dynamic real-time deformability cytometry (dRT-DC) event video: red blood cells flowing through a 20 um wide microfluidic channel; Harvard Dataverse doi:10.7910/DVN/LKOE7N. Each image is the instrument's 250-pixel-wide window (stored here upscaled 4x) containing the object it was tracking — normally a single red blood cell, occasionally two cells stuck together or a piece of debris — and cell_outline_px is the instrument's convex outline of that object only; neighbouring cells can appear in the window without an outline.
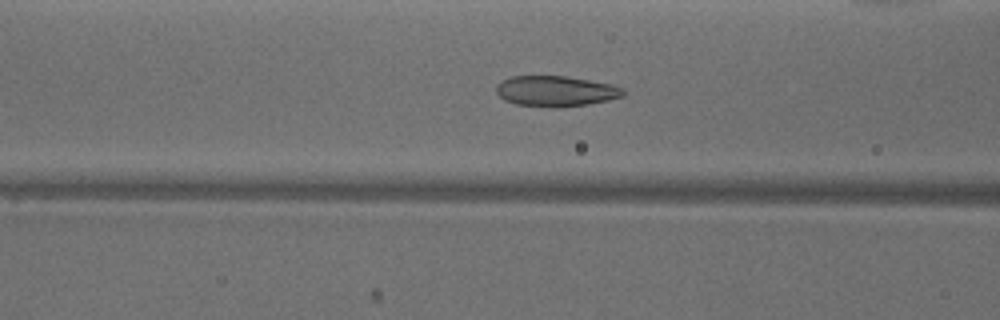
{"species": "common noctule bat (a hibernating species)", "species_latin": "Nyctalus noctula", "temperature_condition": "warm", "stored_images_in_passage": 50, "camera_frame_rate_fps": 3000, "um_per_image_px": 0.085, "animal": {"sex": "male", "body_mass_g": 18.8}, "frame": {"image": 1, "passage_image": 19, "time_ms": 6.0, "image_size_px": [1000, 320], "cell_outline_px": [[624, 96], [608, 100], [584, 104], [552, 108], [516, 104], [504, 100], [496, 92], [496, 84], [512, 76], [568, 76], [608, 84], [624, 88]], "centroid_in_image_um": [47.21, 7.75], "position_along_channel_um": 119.4, "area_um2": 22.43}}
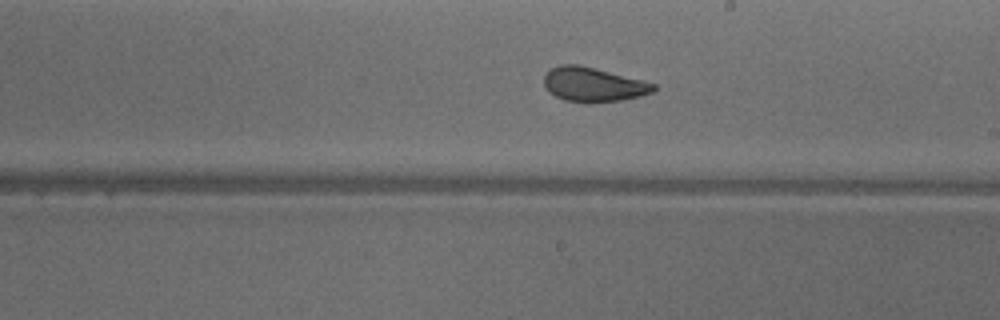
{"frame": {"image": 2, "passage_image": 28, "time_ms": 9.0, "image_size_px": [1000, 320], "cell_outline_px": [[656, 88], [652, 92], [640, 96], [624, 100], [592, 104], [588, 104], [564, 100], [548, 92], [544, 84], [544, 76], [552, 68], [560, 64], [580, 64], [644, 80], [656, 84]], "centroid_in_image_um": [50.44, 7.2], "position_along_channel_um": 238.6, "area_um2": 22.37}}
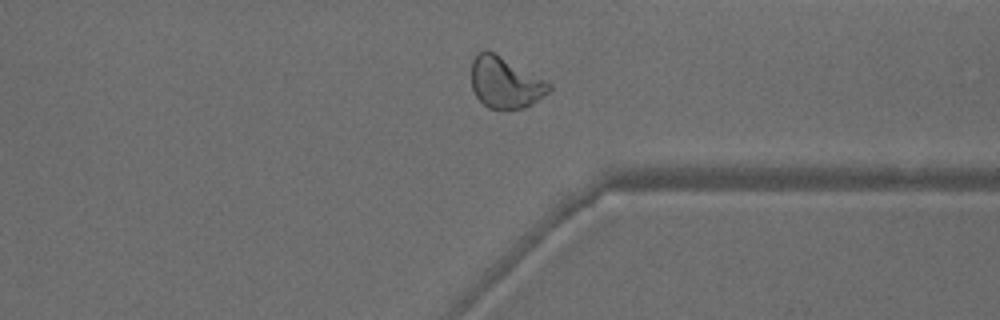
{"frame": {"image": 3, "passage_image": 38, "time_ms": 12.333, "image_size_px": [1000, 320], "cell_outline_px": [[552, 88], [548, 92], [532, 104], [524, 108], [508, 112], [488, 108], [476, 96], [472, 88], [472, 60], [480, 52], [492, 52], [548, 80], [552, 84]], "centroid_in_image_um": [42.98, 7.08], "position_along_channel_um": 368.4, "area_um2": 23.35}, "authors_computed_cell_mechanics": {"area_um2": 23.9003, "velocity_mm_per_s": 3.9696, "shape_relaxation_time_tau1_ms": 5.3071, "shape_relaxation_time_tau2_ms": 0.8943, "deformation_change_tau1": 0.139, "deformation_change_tau2": 0.056}}